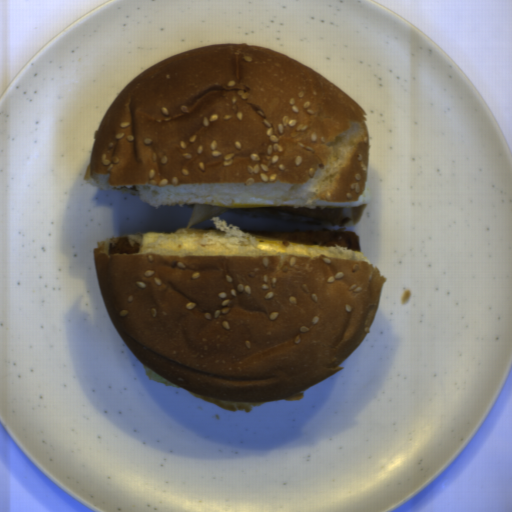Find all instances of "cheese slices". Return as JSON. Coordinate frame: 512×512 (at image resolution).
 <instances>
[{
    "label": "cheese slices",
    "instance_id": "obj_1",
    "mask_svg": "<svg viewBox=\"0 0 512 512\" xmlns=\"http://www.w3.org/2000/svg\"><path fill=\"white\" fill-rule=\"evenodd\" d=\"M227 207H212L207 205H195L193 207L192 215L186 225V229L196 226L197 224L215 217L224 211Z\"/></svg>",
    "mask_w": 512,
    "mask_h": 512
}]
</instances>
